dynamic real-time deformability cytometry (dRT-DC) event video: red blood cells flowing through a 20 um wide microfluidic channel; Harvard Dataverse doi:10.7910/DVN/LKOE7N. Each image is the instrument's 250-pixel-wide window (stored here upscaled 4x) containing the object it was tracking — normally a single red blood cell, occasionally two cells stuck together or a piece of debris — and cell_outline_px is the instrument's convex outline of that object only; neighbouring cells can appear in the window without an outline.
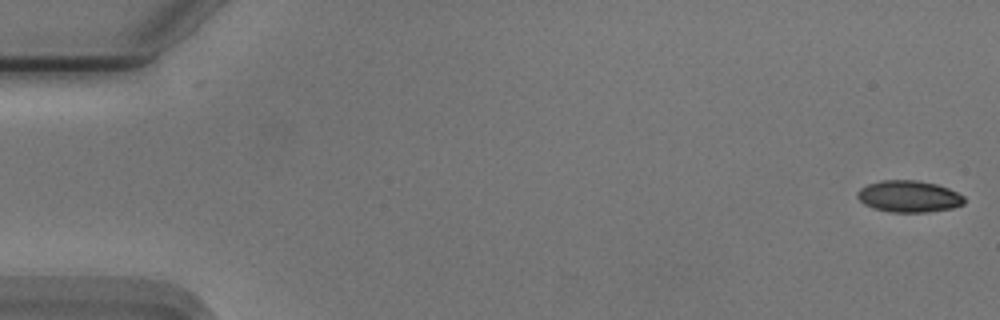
{"species": "Egyptian fruit bat (a non-hibernating species)", "species_latin": "Rousettus aegyptiacus", "temperature_condition": "cold", "stored_images_in_passage": 55, "camera_frame_rate_fps": 3000, "um_per_image_px": 0.085, "animal": {"sex": "male"}, "frame": {"image": 1, "passage_image": 1, "time_ms": 0.0, "image_size_px": [1000, 320], "cell_outline_px": [[964, 204], [952, 208], [928, 212], [892, 212], [872, 208], [864, 204], [856, 196], [856, 192], [860, 188], [868, 184], [880, 180], [916, 180], [936, 184], [948, 188], [964, 196]], "centroid_in_image_um": [77.23, 16.69], "position_along_channel_um": 7.8, "area_um2": 19.77}}
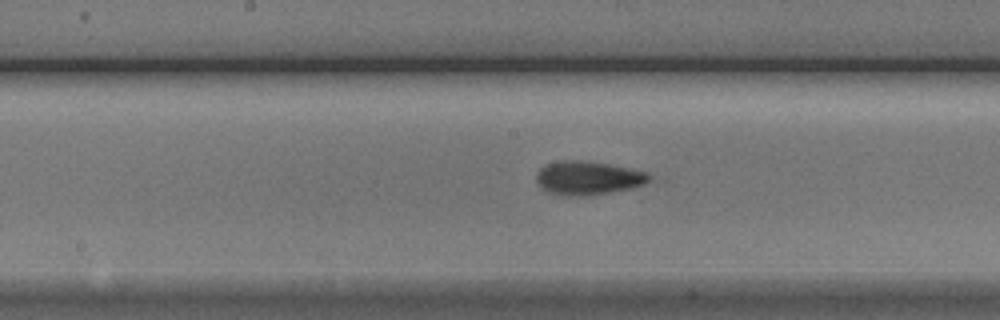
{"frame": {"image": 2, "passage_image": 28, "time_ms": 9.0, "image_size_px": [1000, 320], "cell_outline_px": [[648, 180], [644, 184], [632, 188], [592, 196], [564, 196], [548, 192], [536, 180], [536, 172], [544, 164], [560, 160], [584, 160], [608, 164], [648, 172]], "centroid_in_image_um": [49.94, 15.13], "position_along_channel_um": 198.3, "area_um2": 22.25}}
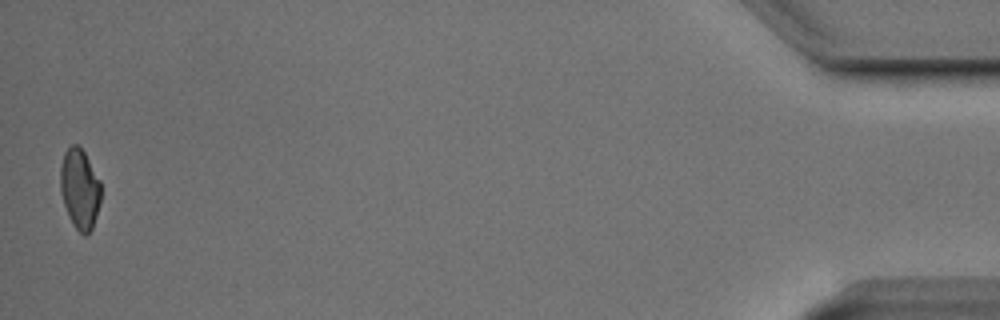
{"frame": {"image": 3, "passage_image": 54, "time_ms": 17.667, "image_size_px": [1000, 320], "cell_outline_px": [[100, 200], [92, 228], [88, 236], [84, 236], [72, 224], [68, 216], [60, 192], [60, 168], [64, 152], [72, 144], [76, 144], [84, 152], [100, 180]], "centroid_in_image_um": [6.76, 16.07], "position_along_channel_um": 428.4, "area_um2": 18.9}, "authors_computed_cell_mechanics": {"area_um2": 20.8658, "velocity_mm_per_s": 3.7618, "shape_relaxation_time_tau1_ms": 2.2264, "shape_relaxation_time_tau2_ms": null, "deformation_change_tau1": 0.1031, "deformation_change_tau2": null}}